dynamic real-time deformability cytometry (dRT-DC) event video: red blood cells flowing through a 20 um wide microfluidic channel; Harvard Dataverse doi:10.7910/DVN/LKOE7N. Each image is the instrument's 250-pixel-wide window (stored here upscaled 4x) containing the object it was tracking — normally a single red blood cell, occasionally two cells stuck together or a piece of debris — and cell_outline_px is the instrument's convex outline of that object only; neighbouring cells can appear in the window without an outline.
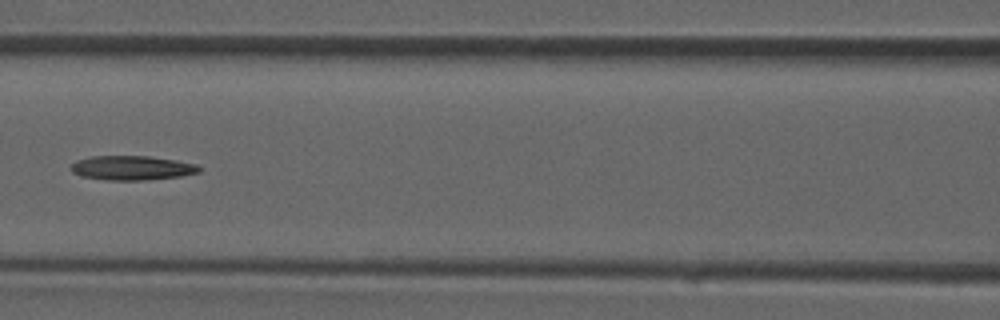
{"species": "common noctule bat (a hibernating species)", "species_latin": "Nyctalus noctula", "temperature_condition": "room temperature", "stored_images_in_passage": 29, "camera_frame_rate_fps": 3000, "um_per_image_px": 0.085, "animal": {"sex": "male", "forearm_length_mm": 52.5}, "frame": {"image": 1, "passage_image": 17, "time_ms": 5.333, "image_size_px": [1000, 320], "cell_outline_px": [[200, 172], [180, 176], [144, 180], [108, 180], [80, 176], [72, 172], [72, 164], [76, 160], [92, 156], [148, 156], [176, 160], [196, 164], [200, 168]], "centroid_in_image_um": [11.2, 14.27], "position_along_channel_um": 155.4, "area_um2": 18.09}}
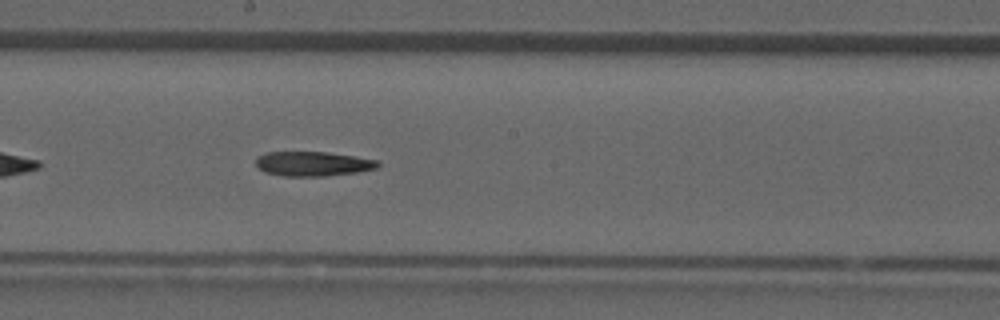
{"frame": {"image": 2, "passage_image": 21, "time_ms": 6.667, "image_size_px": [1000, 320], "cell_outline_px": [[380, 164], [376, 168], [356, 172], [324, 176], [284, 176], [264, 172], [256, 164], [256, 160], [264, 152], [328, 152], [380, 160]], "centroid_in_image_um": [26.61, 13.92], "position_along_channel_um": 221.6, "area_um2": 17.4}}